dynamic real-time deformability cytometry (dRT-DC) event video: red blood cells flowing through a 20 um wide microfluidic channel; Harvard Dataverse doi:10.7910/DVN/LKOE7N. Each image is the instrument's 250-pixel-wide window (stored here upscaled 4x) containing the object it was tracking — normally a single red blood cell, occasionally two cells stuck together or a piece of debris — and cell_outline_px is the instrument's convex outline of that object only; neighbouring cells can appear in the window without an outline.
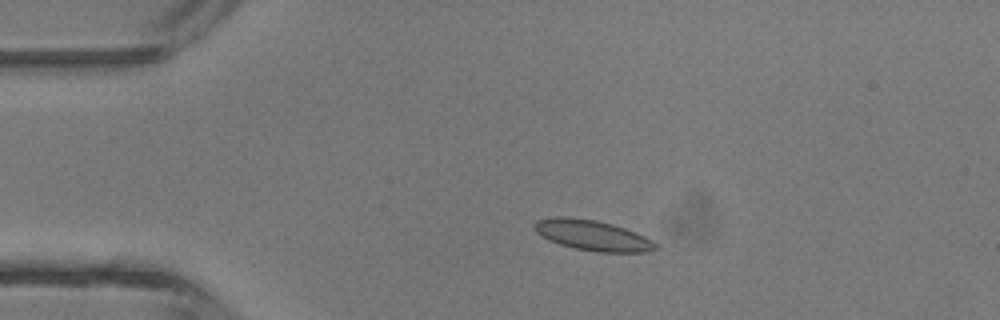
{"species": "common noctule bat (a hibernating species)", "species_latin": "Nyctalus noctula", "temperature_condition": "room temperature", "stored_images_in_passage": 3, "camera_frame_rate_fps": 3000, "um_per_image_px": 0.085, "animal": {"sex": "male", "body_mass_g": 13.3}, "frame": {"image": 1, "passage_image": 2, "time_ms": 1.0, "image_size_px": [1000, 320], "cell_outline_px": [[660, 248], [648, 252], [596, 252], [576, 248], [560, 244], [536, 232], [532, 228], [532, 224], [536, 220], [556, 216], [564, 216], [596, 220], [612, 224], [636, 232], [652, 240]], "centroid_in_image_um": [50.37, 19.99], "position_along_channel_um": 34.6, "area_um2": 21.44}}